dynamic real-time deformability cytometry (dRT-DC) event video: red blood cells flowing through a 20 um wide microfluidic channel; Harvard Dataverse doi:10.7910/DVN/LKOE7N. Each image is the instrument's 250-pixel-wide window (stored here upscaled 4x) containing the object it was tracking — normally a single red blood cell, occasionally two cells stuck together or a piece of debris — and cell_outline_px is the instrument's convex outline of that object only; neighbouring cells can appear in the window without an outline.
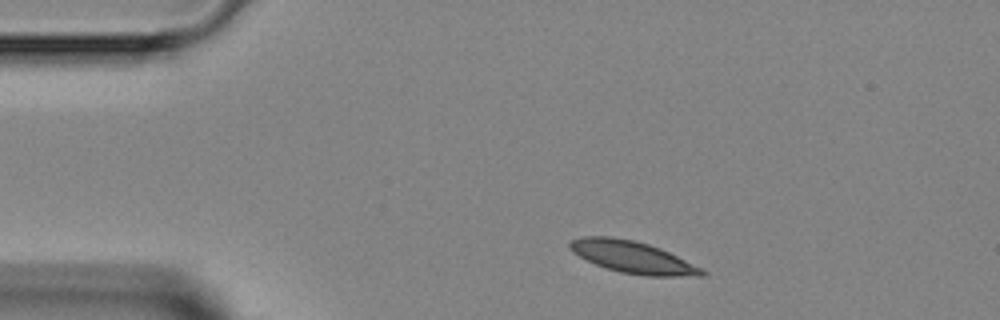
{"species": "Egyptian fruit bat (a non-hibernating species)", "species_latin": "Rousettus aegyptiacus", "temperature_condition": "room temperature", "stored_images_in_passage": 3, "camera_frame_rate_fps": 3000, "um_per_image_px": 0.085, "animal": {"sex": "female"}, "frame": {"image": 1, "passage_image": 1, "time_ms": 0.0, "image_size_px": [1000, 320], "cell_outline_px": [[708, 272], [704, 276], [648, 276], [620, 272], [596, 264], [572, 252], [568, 248], [568, 244], [572, 240], [580, 236], [608, 236], [632, 240], [648, 244], [660, 248]], "centroid_in_image_um": [53.74, 21.85], "position_along_channel_um": 31.3, "area_um2": 24.22}}
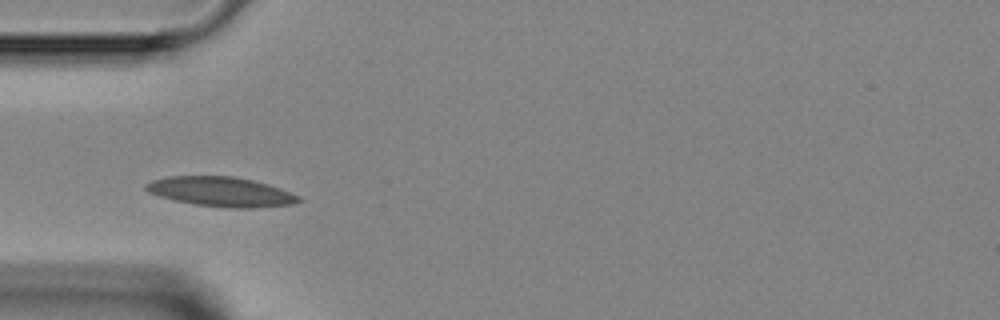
{"frame": {"image": 2, "passage_image": 3, "time_ms": 2.0, "image_size_px": [1000, 320], "cell_outline_px": [[304, 200], [292, 204], [252, 208], [232, 208], [196, 204], [176, 200], [160, 196], [148, 192], [144, 188], [144, 184], [152, 180], [168, 176], [232, 176], [252, 180], [268, 184], [280, 188], [300, 196]], "centroid_in_image_um": [18.8, 16.29], "position_along_channel_um": 66.2, "area_um2": 26.24}}